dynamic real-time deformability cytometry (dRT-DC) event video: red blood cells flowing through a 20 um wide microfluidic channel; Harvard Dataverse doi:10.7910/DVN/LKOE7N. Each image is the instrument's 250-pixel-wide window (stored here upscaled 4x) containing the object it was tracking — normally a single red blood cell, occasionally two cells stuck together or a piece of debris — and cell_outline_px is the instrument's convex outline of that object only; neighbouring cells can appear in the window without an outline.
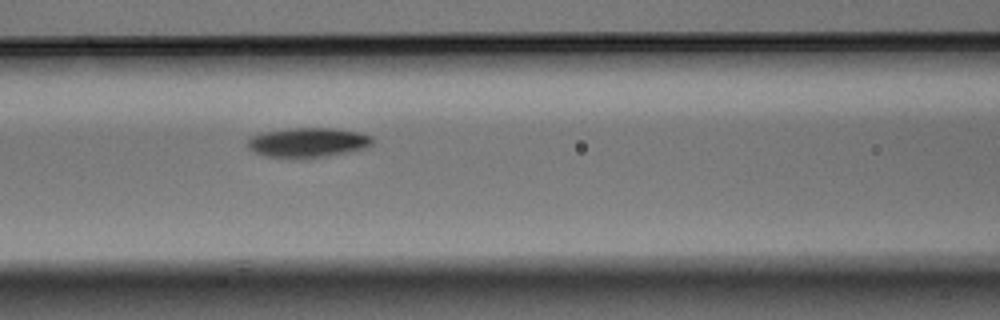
{"species": "Egyptian fruit bat (a non-hibernating species)", "species_latin": "Rousettus aegyptiacus", "temperature_condition": "warm", "stored_images_in_passage": 6, "camera_frame_rate_fps": 3000, "um_per_image_px": 0.085, "animal": {"sex": "male"}, "frame": {"image": 1, "passage_image": 6, "time_ms": 1.667, "image_size_px": [1000, 320], "cell_outline_px": [[372, 144], [368, 148], [348, 152], [324, 156], [264, 156], [252, 152], [248, 148], [248, 140], [252, 136], [260, 132], [292, 128], [332, 128], [360, 132], [372, 136]], "centroid_in_image_um": [26.18, 12.08], "position_along_channel_um": 140.4, "area_um2": 21.21}}